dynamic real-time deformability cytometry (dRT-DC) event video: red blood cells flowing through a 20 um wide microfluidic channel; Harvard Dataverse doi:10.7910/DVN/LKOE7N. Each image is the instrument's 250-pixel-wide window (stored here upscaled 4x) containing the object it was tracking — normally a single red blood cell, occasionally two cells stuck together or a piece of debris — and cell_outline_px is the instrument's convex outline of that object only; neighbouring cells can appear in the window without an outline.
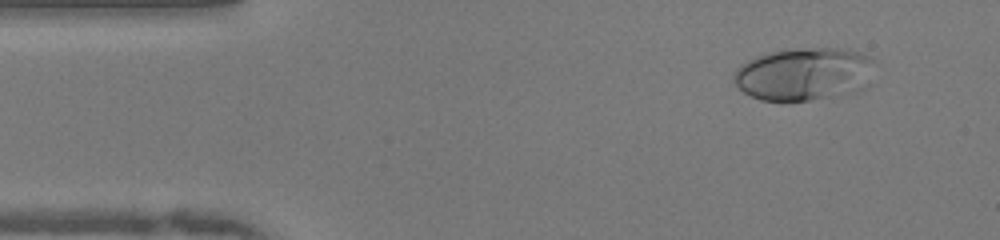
{"species": "human", "species_latin": "Homo sapiens", "temperature_condition": "warm", "stored_images_in_passage": 49, "camera_frame_rate_fps": 3000, "um_per_image_px": 0.085, "donor": {"sex": "female"}, "frame": {"image": 1, "passage_image": 4, "time_ms": 1.0, "image_size_px": [1000, 240], "cell_outline_px": [[876, 60], [872, 84], [856, 92], [808, 100], [760, 100], [744, 92], [732, 80], [732, 76], [736, 68], [748, 60], [756, 56], [772, 52], [796, 48], [840, 48], [856, 52], [868, 56]], "centroid_in_image_um": [68.41, 6.29], "position_along_channel_um": 16.6, "area_um2": 43.81}}
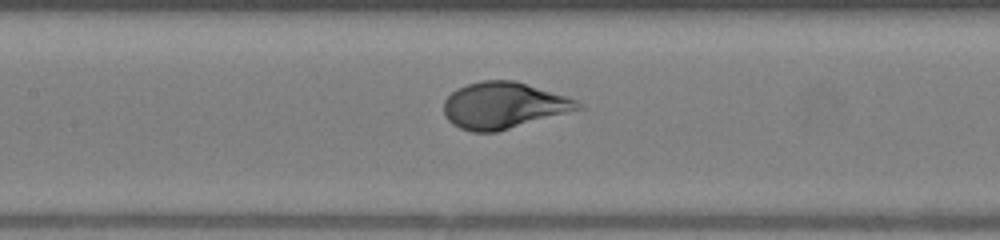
{"frame": {"image": 2, "passage_image": 21, "time_ms": 6.667, "image_size_px": [1000, 240], "cell_outline_px": [[584, 108], [496, 132], [472, 132], [460, 128], [452, 124], [444, 116], [444, 100], [456, 88], [480, 80], [516, 80], [580, 100], [584, 104]], "centroid_in_image_um": [42.83, 8.95], "position_along_channel_um": 164.6, "area_um2": 36.59}}
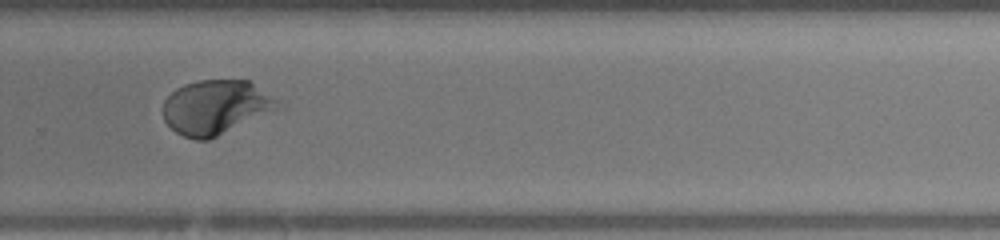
{"frame": {"image": 3, "passage_image": 32, "time_ms": 10.333, "image_size_px": [1000, 240], "cell_outline_px": [[288, 108], [208, 140], [196, 140], [184, 136], [176, 132], [164, 120], [164, 100], [176, 88], [184, 84], [196, 80], [248, 80]], "centroid_in_image_um": [18.43, 9.13], "position_along_channel_um": 311.4, "area_um2": 36.99}, "authors_computed_cell_mechanics": {"area_um2": 36.7608, "velocity_mm_per_s": 4.023, "shape_relaxation_time_tau1_ms": 5.7581, "shape_relaxation_time_tau2_ms": null, "deformation_change_tau1": 0.2915, "deformation_change_tau2": null}}